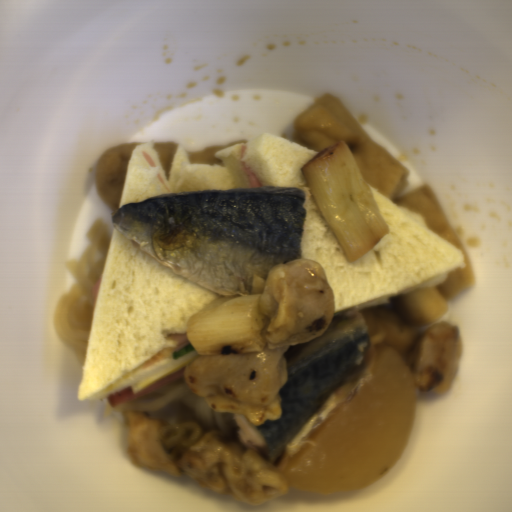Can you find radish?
<instances>
[{"label": "radish", "instance_id": "radish-1", "mask_svg": "<svg viewBox=\"0 0 512 512\" xmlns=\"http://www.w3.org/2000/svg\"><path fill=\"white\" fill-rule=\"evenodd\" d=\"M418 392L407 360L380 347L352 395L277 467L289 490L348 494L387 474L407 445Z\"/></svg>", "mask_w": 512, "mask_h": 512}]
</instances>
